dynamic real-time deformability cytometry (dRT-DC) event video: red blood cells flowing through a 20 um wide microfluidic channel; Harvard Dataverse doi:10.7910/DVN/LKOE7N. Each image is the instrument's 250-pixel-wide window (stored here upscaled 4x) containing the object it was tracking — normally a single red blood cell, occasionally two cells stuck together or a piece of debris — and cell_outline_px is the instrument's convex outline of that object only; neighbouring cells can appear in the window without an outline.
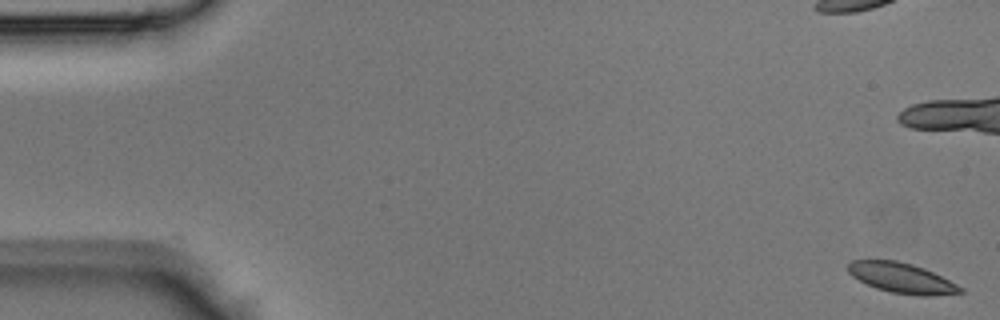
{"species": "Egyptian fruit bat (a non-hibernating species)", "species_latin": "Rousettus aegyptiacus", "temperature_condition": "room temperature", "stored_images_in_passage": 46, "camera_frame_rate_fps": 3000, "um_per_image_px": 0.085, "animal": {"sex": "male"}, "frame": {"image": 1, "passage_image": 1, "time_ms": 0.0, "image_size_px": [1000, 320], "cell_outline_px": [[964, 292], [932, 296], [920, 296], [892, 292], [876, 288], [852, 276], [848, 272], [848, 264], [852, 260], [896, 260], [912, 264], [924, 268], [964, 288]], "centroid_in_image_um": [76.65, 23.63], "position_along_channel_um": 8.4, "area_um2": 19.54}}